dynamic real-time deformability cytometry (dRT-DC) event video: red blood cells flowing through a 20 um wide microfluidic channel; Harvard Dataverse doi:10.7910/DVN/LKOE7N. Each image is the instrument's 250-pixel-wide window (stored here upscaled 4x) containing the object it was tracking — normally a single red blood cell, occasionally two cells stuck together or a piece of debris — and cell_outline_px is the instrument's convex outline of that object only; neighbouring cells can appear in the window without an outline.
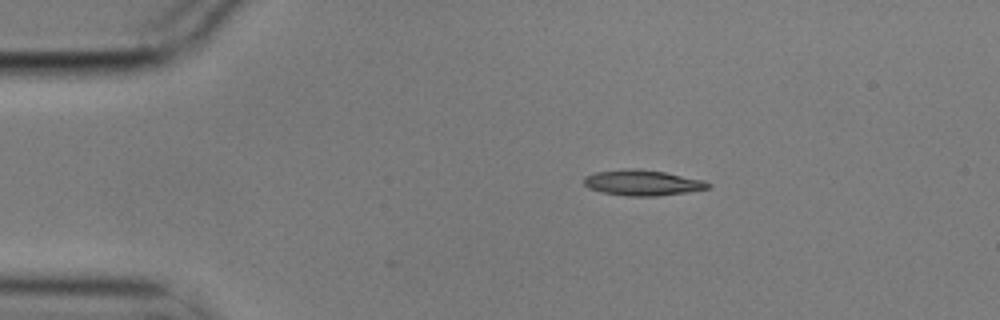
{"species": "common noctule bat (a hibernating species)", "species_latin": "Nyctalus noctula", "temperature_condition": "cold", "stored_images_in_passage": 13, "camera_frame_rate_fps": 3000, "um_per_image_px": 0.085, "animal": {"sex": "male", "body_mass_g": 17.9}, "frame": {"image": 1, "passage_image": 1, "time_ms": 0.0, "image_size_px": [1000, 320], "cell_outline_px": [[712, 184], [708, 188], [688, 192], [656, 196], [624, 196], [600, 192], [588, 188], [584, 184], [584, 176], [596, 172], [628, 168], [640, 168], [664, 172], [704, 180]], "centroid_in_image_um": [54.59, 15.53], "position_along_channel_um": 30.4, "area_um2": 18.67}}
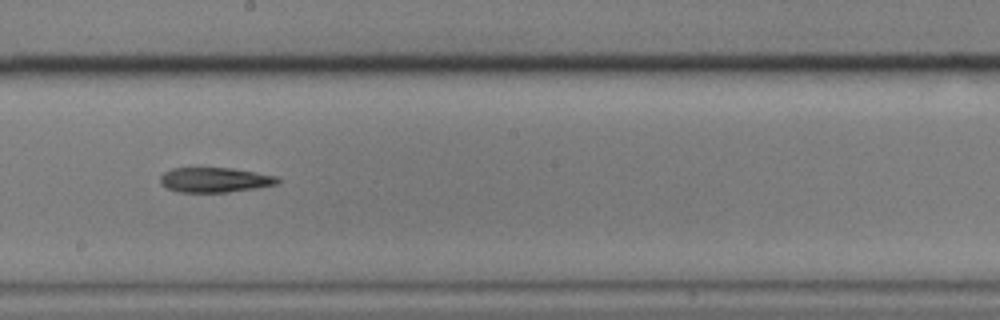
{"frame": {"image": 2, "passage_image": 7, "time_ms": 2.0, "image_size_px": [1000, 320], "cell_outline_px": [[280, 180], [276, 184], [256, 188], [228, 192], [180, 192], [168, 188], [160, 184], [160, 176], [164, 172], [172, 168], [232, 168], [280, 176]], "centroid_in_image_um": [18.27, 15.28], "position_along_channel_um": 229.9, "area_um2": 17.05}}
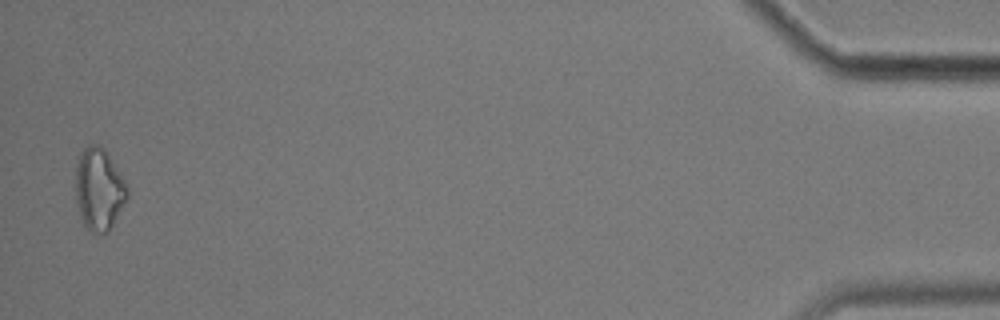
{"frame": {"image": 3, "passage_image": 13, "time_ms": 4.0, "image_size_px": [1000, 320], "cell_outline_px": [[128, 200], [108, 232], [92, 232], [84, 224], [80, 216], [76, 204], [76, 168], [80, 152], [84, 148], [92, 144], [96, 144], [104, 148], [124, 180], [128, 188]], "centroid_in_image_um": [8.42, 16.09], "position_along_channel_um": 426.8, "area_um2": 24.62}}